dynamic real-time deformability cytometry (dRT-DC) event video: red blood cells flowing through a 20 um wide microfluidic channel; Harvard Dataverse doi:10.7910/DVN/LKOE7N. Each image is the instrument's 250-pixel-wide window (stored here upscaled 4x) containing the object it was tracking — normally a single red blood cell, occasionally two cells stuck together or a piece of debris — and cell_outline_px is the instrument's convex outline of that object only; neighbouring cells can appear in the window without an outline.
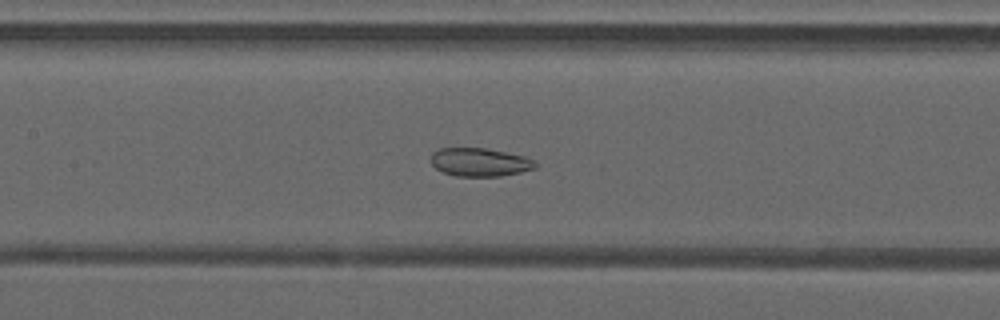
{"species": "common noctule bat (a hibernating species)", "species_latin": "Nyctalus noctula", "temperature_condition": "warm", "stored_images_in_passage": 42, "camera_frame_rate_fps": 3000, "um_per_image_px": 0.085, "animal": {"sex": "male", "forearm_length_mm": 52.5}, "frame": {"image": 1, "passage_image": 16, "time_ms": 5.0, "image_size_px": [1000, 320], "cell_outline_px": [[536, 168], [520, 172], [500, 176], [456, 176], [444, 172], [436, 168], [432, 164], [432, 152], [440, 148], [484, 148], [524, 156], [532, 160], [536, 164]], "centroid_in_image_um": [40.77, 13.78], "position_along_channel_um": 166.6, "area_um2": 16.99}}
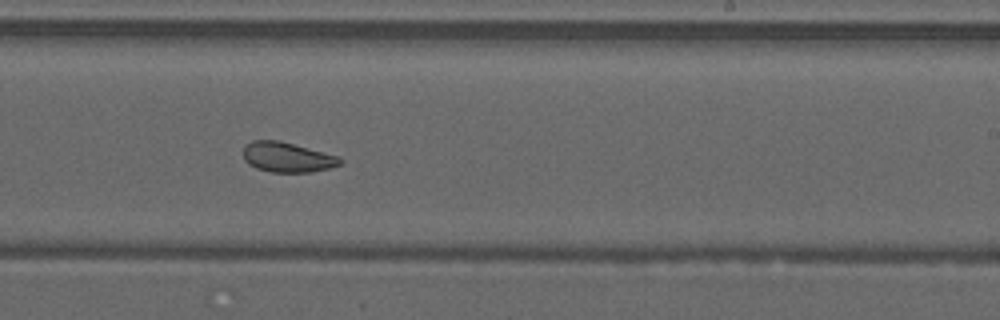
{"frame": {"image": 2, "passage_image": 23, "time_ms": 7.333, "image_size_px": [1000, 320], "cell_outline_px": [[344, 160], [340, 164], [328, 168], [312, 172], [272, 172], [256, 168], [248, 164], [244, 160], [244, 148], [252, 140], [276, 140], [340, 156]], "centroid_in_image_um": [24.43, 13.37], "position_along_channel_um": 264.6, "area_um2": 16.76}}
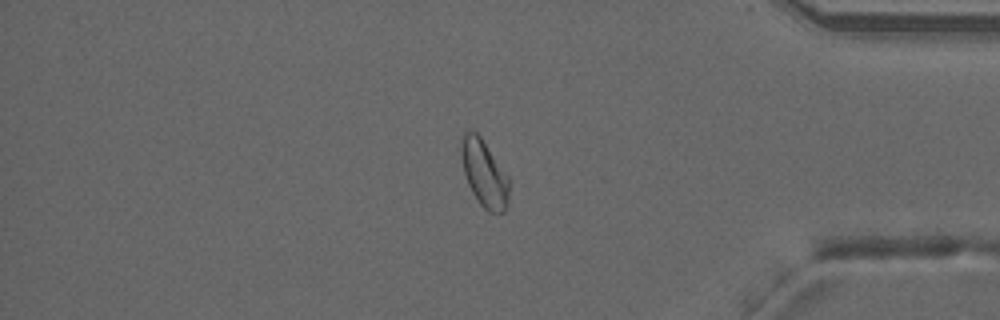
{"frame": {"image": 3, "passage_image": 34, "time_ms": 11.0, "image_size_px": [1000, 320], "cell_outline_px": [[508, 200], [504, 212], [488, 212], [480, 204], [472, 192], [468, 184], [464, 172], [460, 152], [460, 144], [464, 132], [468, 128], [476, 132], [480, 136], [508, 176]], "centroid_in_image_um": [41.13, 14.71], "position_along_channel_um": 394.1, "area_um2": 18.5}, "authors_computed_cell_mechanics": {"area_um2": 18.496, "velocity_mm_per_s": 4.2148, "shape_relaxation_time_tau1_ms": null, "shape_relaxation_time_tau2_ms": 1.729, "deformation_change_tau1": null, "deformation_change_tau2": 0.0744}}